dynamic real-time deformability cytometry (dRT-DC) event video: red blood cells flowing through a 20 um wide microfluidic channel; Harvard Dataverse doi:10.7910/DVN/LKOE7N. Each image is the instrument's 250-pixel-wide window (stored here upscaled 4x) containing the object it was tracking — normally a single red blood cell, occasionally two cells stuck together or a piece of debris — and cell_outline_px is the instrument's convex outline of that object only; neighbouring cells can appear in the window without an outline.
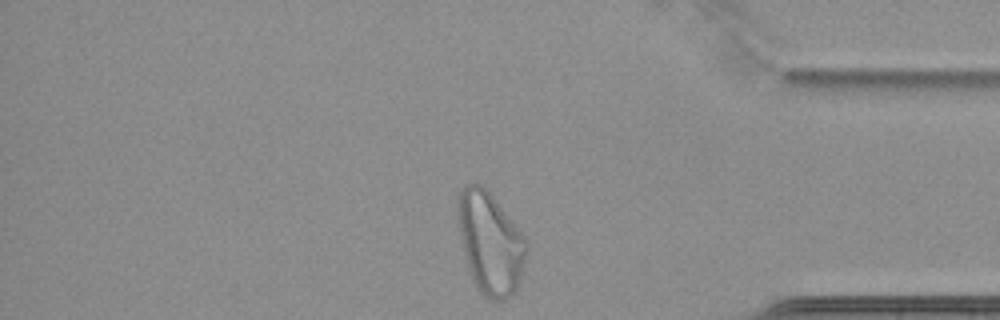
{"species": "common noctule bat (a hibernating species)", "species_latin": "Nyctalus noctula", "temperature_condition": "cold", "stored_images_in_passage": 33, "camera_frame_rate_fps": 3000, "um_per_image_px": 0.085, "animal": {"sex": "female", "body_mass_g": 22.7, "forearm_length_mm": 54.2}, "frame": {"image": 1, "passage_image": 33, "time_ms": 10.667, "image_size_px": [1000, 320], "cell_outline_px": [[528, 252], [516, 292], [504, 300], [488, 300], [476, 288], [468, 268], [464, 256], [456, 220], [456, 196], [464, 184], [480, 184], [492, 196], [528, 240]], "centroid_in_image_um": [41.64, 20.66], "position_along_channel_um": 393.6, "area_um2": 41.38}, "authors_computed_cell_mechanics": {"area_um2": 29.0734, "velocity_mm_per_s": 3.3956, "shape_relaxation_time_tau1_ms": null, "shape_relaxation_time_tau2_ms": 2.831, "deformation_change_tau1": null, "deformation_change_tau2": 0.0602}}